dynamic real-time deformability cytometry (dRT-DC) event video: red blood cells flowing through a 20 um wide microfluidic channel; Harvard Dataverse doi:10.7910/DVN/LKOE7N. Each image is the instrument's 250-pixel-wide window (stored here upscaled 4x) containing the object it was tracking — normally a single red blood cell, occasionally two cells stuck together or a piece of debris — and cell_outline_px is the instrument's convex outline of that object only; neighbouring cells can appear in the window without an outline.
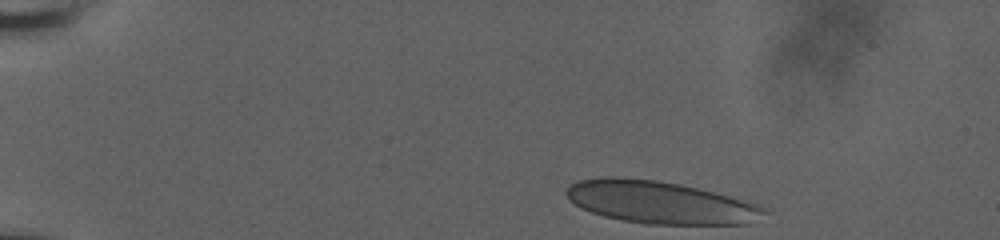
{"species": "human", "species_latin": "Homo sapiens", "temperature_condition": "room temperature", "stored_images_in_passage": 41, "camera_frame_rate_fps": 3000, "um_per_image_px": 0.085, "donor": {"sex": "male"}, "frame": {"image": 1, "passage_image": 1, "time_ms": 0.0, "image_size_px": [1000, 240], "cell_outline_px": [[772, 212], [748, 224], [644, 224], [604, 216], [580, 208], [564, 192], [572, 184], [580, 180], [600, 176], [616, 176], [656, 180], [680, 184], [728, 196], [756, 204], [768, 208]], "centroid_in_image_um": [56.13, 17.2], "position_along_channel_um": 28.9, "area_um2": 48.84}}
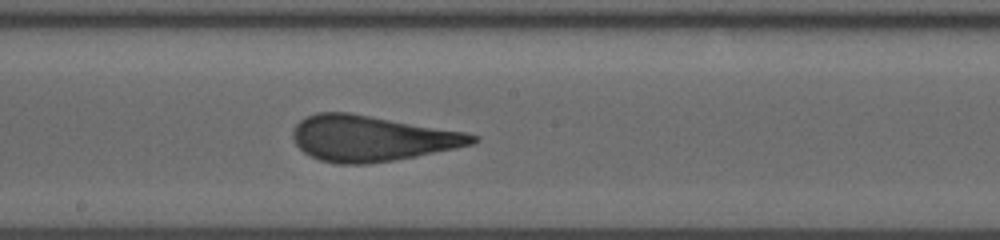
{"frame": {"image": 2, "passage_image": 24, "time_ms": 7.667, "image_size_px": [1000, 240], "cell_outline_px": [[480, 140], [472, 144], [456, 148], [416, 156], [392, 160], [364, 164], [336, 164], [320, 160], [304, 152], [296, 144], [292, 136], [292, 132], [296, 124], [304, 116], [316, 112], [348, 112], [464, 132], [480, 136]], "centroid_in_image_um": [31.55, 11.76], "position_along_channel_um": 216.6, "area_um2": 47.57}}
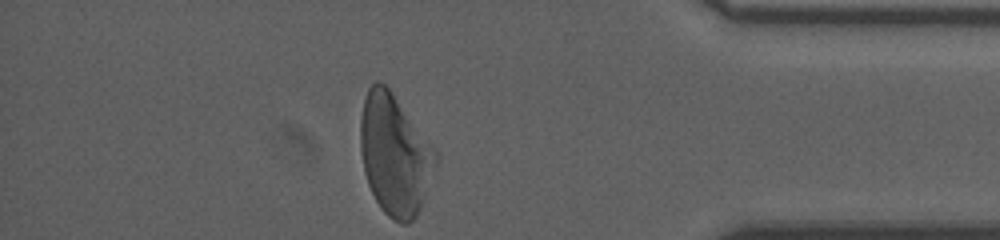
{"frame": {"image": 3, "passage_image": 41, "time_ms": 13.333, "image_size_px": [1000, 240], "cell_outline_px": [[440, 160], [424, 200], [416, 216], [408, 224], [400, 224], [392, 220], [380, 208], [368, 184], [364, 172], [360, 148], [360, 120], [364, 100], [368, 88], [376, 80], [380, 80], [388, 88], [440, 152]], "centroid_in_image_um": [33.6, 13.17], "position_along_channel_um": 401.6, "area_um2": 53.64}, "authors_computed_cell_mechanics": {"area_um2": 48.0318, "velocity_mm_per_s": 3.7402, "shape_relaxation_time_tau1_ms": 9.0525, "shape_relaxation_time_tau2_ms": null, "deformation_change_tau1": 0.2168, "deformation_change_tau2": null}}